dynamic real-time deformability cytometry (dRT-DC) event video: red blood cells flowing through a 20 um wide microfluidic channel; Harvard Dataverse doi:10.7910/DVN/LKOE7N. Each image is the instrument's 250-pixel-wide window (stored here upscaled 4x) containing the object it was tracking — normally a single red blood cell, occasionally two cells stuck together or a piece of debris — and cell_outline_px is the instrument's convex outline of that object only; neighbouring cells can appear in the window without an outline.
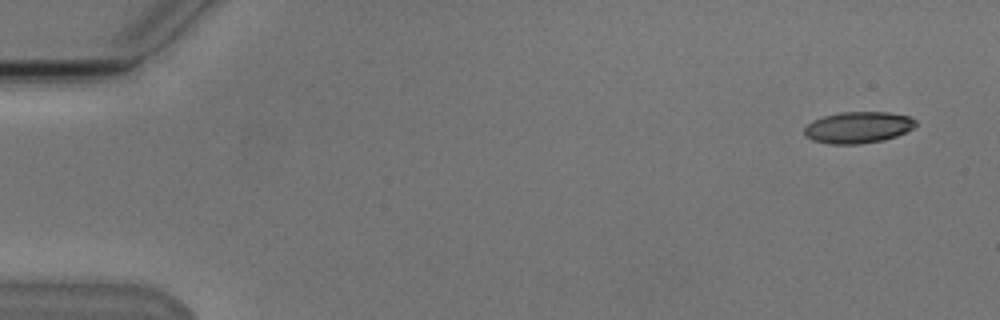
{"species": "Egyptian fruit bat (a non-hibernating species)", "species_latin": "Rousettus aegyptiacus", "temperature_condition": "cold", "stored_images_in_passage": 5, "camera_frame_rate_fps": 3000, "um_per_image_px": 0.085, "animal": {"sex": "male"}, "frame": {"image": 1, "passage_image": 1, "time_ms": 0.0, "image_size_px": [1000, 320], "cell_outline_px": [[916, 124], [912, 128], [896, 136], [884, 140], [856, 144], [832, 144], [812, 140], [804, 132], [804, 128], [812, 120], [824, 116], [840, 112], [888, 112], [908, 116], [916, 120]], "centroid_in_image_um": [72.93, 10.82], "position_along_channel_um": 12.1, "area_um2": 20.23}}